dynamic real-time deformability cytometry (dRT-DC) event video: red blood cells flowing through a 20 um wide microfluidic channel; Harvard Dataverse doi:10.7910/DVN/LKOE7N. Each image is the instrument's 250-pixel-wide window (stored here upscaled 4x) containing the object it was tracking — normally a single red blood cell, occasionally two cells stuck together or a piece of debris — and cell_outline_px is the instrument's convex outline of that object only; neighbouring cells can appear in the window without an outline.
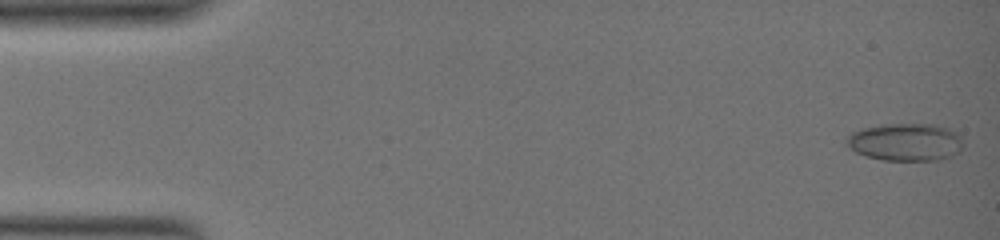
{"species": "common noctule bat (a hibernating species)", "species_latin": "Nyctalus noctula", "temperature_condition": "warm", "stored_images_in_passage": 2, "camera_frame_rate_fps": 3000, "um_per_image_px": 0.085, "animal": {"sex": "female", "body_mass_g": 19.0, "forearm_length_mm": 51.5}, "frame": {"image": 1, "passage_image": 1, "time_ms": 0.0, "image_size_px": [1000, 240], "cell_outline_px": [[964, 144], [960, 152], [952, 156], [940, 160], [884, 160], [868, 156], [856, 152], [848, 148], [844, 144], [844, 140], [852, 132], [864, 128], [884, 124], [936, 124], [948, 128], [960, 136]], "centroid_in_image_um": [76.97, 12.08], "position_along_channel_um": 8.0, "area_um2": 25.78}}